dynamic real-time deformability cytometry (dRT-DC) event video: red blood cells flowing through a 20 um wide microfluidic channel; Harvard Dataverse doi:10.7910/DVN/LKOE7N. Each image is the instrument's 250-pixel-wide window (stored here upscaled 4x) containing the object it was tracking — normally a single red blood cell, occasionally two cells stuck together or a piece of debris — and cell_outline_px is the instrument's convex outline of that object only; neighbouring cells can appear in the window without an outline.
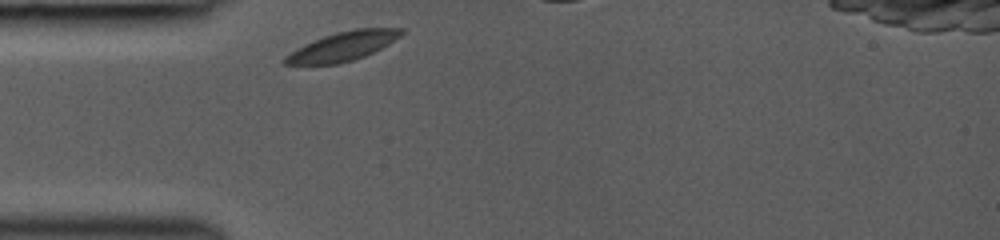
{"species": "common noctule bat (a hibernating species)", "species_latin": "Nyctalus noctula", "temperature_condition": "room temperature", "stored_images_in_passage": 5, "camera_frame_rate_fps": 3000, "um_per_image_px": 0.085, "animal": {"sex": "female", "body_mass_g": 19.0, "forearm_length_mm": 53.3}, "frame": {"image": 1, "passage_image": 1, "time_ms": 0.0, "image_size_px": [1000, 240], "cell_outline_px": [[404, 32], [400, 36], [388, 44], [364, 56], [340, 64], [284, 64], [280, 60], [284, 56], [304, 44], [324, 36], [336, 32], [356, 28], [404, 28]], "centroid_in_image_um": [29.12, 3.93], "position_along_channel_um": 55.9, "area_um2": 19.54}}
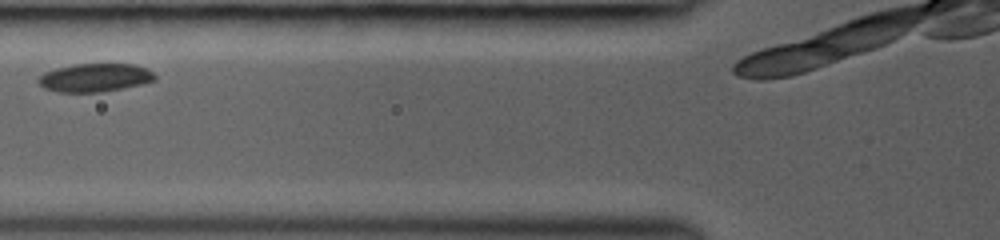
{"frame": {"image": 2, "passage_image": 3, "time_ms": 1.667, "image_size_px": [1000, 240], "cell_outline_px": [[156, 80], [124, 88], [100, 92], [56, 92], [44, 88], [36, 80], [44, 72], [56, 68], [72, 64], [136, 64], [152, 72], [156, 76]], "centroid_in_image_um": [8.04, 6.6], "position_along_channel_um": 117.8, "area_um2": 19.25}}